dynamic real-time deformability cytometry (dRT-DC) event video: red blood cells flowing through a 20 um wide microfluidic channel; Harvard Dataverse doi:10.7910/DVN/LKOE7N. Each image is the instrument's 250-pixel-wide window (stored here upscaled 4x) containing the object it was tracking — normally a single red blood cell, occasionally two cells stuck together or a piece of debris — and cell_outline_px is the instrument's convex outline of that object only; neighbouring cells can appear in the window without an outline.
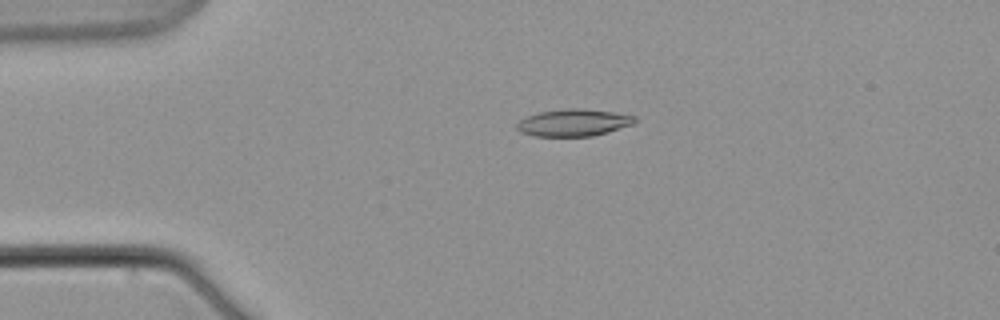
{"species": "common noctule bat (a hibernating species)", "species_latin": "Nyctalus noctula", "temperature_condition": "warm", "stored_images_in_passage": 7, "camera_frame_rate_fps": 3000, "um_per_image_px": 0.085, "animal": {"sex": "male", "body_mass_g": 21.5, "forearm_length_mm": 52.0}, "frame": {"image": 1, "passage_image": 5, "time_ms": 4.667, "image_size_px": [1000, 320], "cell_outline_px": [[636, 124], [608, 132], [592, 136], [536, 136], [520, 132], [516, 128], [516, 124], [524, 116], [540, 112], [564, 108], [580, 108], [616, 112], [636, 116]], "centroid_in_image_um": [48.77, 10.41], "position_along_channel_um": 36.2, "area_um2": 18.9}}
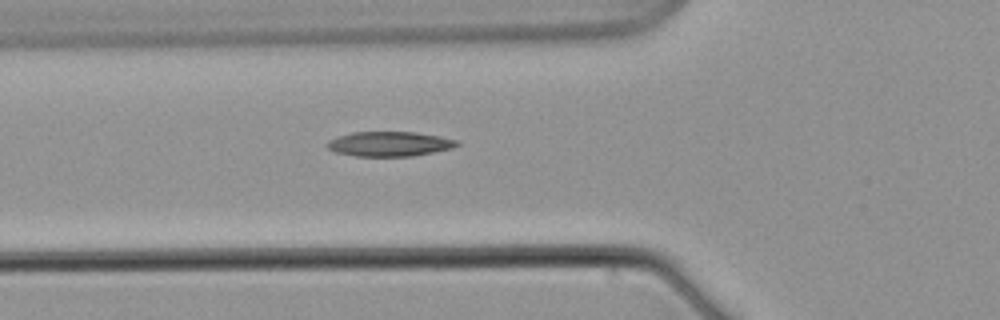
{"frame": {"image": 2, "passage_image": 7, "time_ms": 8.0, "image_size_px": [1000, 320], "cell_outline_px": [[460, 144], [452, 148], [412, 156], [356, 156], [336, 152], [328, 148], [324, 144], [328, 140], [336, 136], [352, 132], [416, 132], [440, 136], [456, 140]], "centroid_in_image_um": [33.06, 12.22], "position_along_channel_um": 92.7, "area_um2": 18.73}}